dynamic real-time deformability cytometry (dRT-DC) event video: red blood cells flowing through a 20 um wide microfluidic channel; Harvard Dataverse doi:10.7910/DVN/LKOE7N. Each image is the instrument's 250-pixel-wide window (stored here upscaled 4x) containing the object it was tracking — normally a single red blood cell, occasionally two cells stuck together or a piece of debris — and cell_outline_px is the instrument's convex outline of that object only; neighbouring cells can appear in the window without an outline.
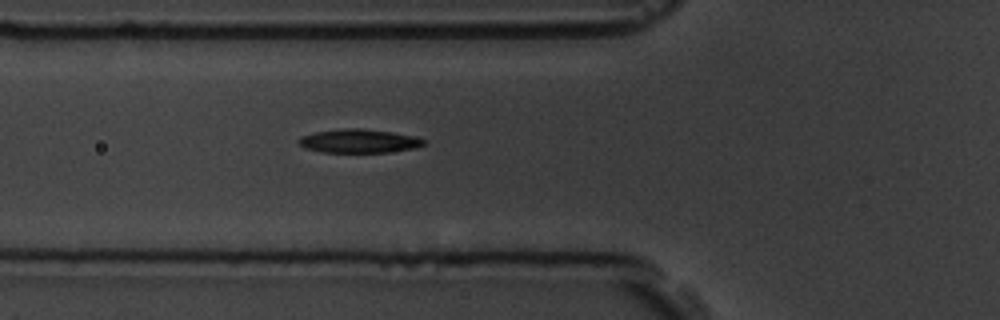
{"species": "common noctule bat (a hibernating species)", "species_latin": "Nyctalus noctula", "temperature_condition": "room temperature", "stored_images_in_passage": 2, "camera_frame_rate_fps": 3000, "um_per_image_px": 0.085, "animal": {"sex": "male", "body_mass_g": 19.5, "forearm_length_mm": 54.6}, "frame": {"image": 1, "passage_image": 2, "time_ms": 2.0, "image_size_px": [1000, 320], "cell_outline_px": [[424, 144], [416, 148], [388, 152], [324, 152], [304, 148], [296, 140], [300, 136], [316, 132], [344, 128], [364, 128], [392, 132], [416, 136], [424, 140]], "centroid_in_image_um": [30.5, 11.98], "position_along_channel_um": 95.3, "area_um2": 17.28}}